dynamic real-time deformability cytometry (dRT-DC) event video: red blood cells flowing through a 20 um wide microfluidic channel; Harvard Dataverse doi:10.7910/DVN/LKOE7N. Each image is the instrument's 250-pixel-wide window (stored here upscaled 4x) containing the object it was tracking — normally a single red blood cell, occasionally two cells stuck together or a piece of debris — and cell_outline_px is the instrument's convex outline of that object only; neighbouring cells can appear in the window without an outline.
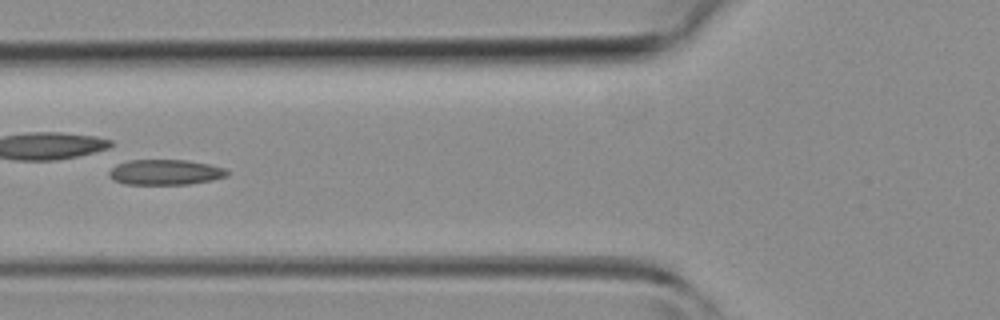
{"species": "common noctule bat (a hibernating species)", "species_latin": "Nyctalus noctula", "temperature_condition": "room temperature", "stored_images_in_passage": 10, "camera_frame_rate_fps": 3000, "um_per_image_px": 0.085, "animal": {"sex": "female", "body_mass_g": 19.3, "forearm_length_mm": 54.1}, "frame": {"image": 1, "passage_image": 7, "time_ms": 2.0, "image_size_px": [1000, 320], "cell_outline_px": [[228, 176], [212, 180], [188, 184], [124, 184], [112, 180], [108, 172], [116, 160], [188, 160], [208, 164], [224, 168], [228, 172]], "centroid_in_image_um": [13.96, 14.62], "position_along_channel_um": 111.8, "area_um2": 17.74}}